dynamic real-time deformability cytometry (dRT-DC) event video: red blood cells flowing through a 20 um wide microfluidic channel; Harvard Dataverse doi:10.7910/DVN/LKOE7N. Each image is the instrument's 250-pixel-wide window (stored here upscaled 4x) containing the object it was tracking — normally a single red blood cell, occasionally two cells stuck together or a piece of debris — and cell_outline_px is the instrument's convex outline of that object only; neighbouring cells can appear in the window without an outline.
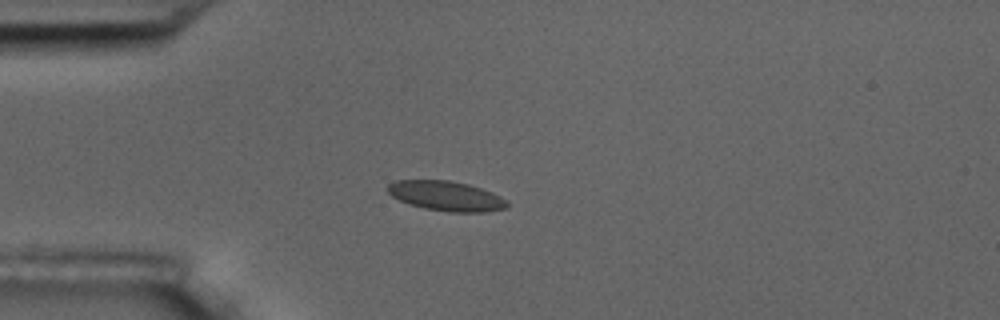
{"species": "common noctule bat (a hibernating species)", "species_latin": "Nyctalus noctula", "temperature_condition": "room temperature", "stored_images_in_passage": 4, "camera_frame_rate_fps": 3000, "um_per_image_px": 0.085, "animal": {"sex": "male", "body_mass_g": 17.5, "forearm_length_mm": 52.3}, "frame": {"image": 1, "passage_image": 2, "time_ms": 1.0, "image_size_px": [1000, 320], "cell_outline_px": [[508, 208], [484, 212], [452, 212], [424, 208], [408, 204], [392, 196], [388, 192], [388, 184], [396, 180], [448, 180], [468, 184], [492, 192], [508, 200]], "centroid_in_image_um": [37.94, 16.66], "position_along_channel_um": 47.1, "area_um2": 20.75}}
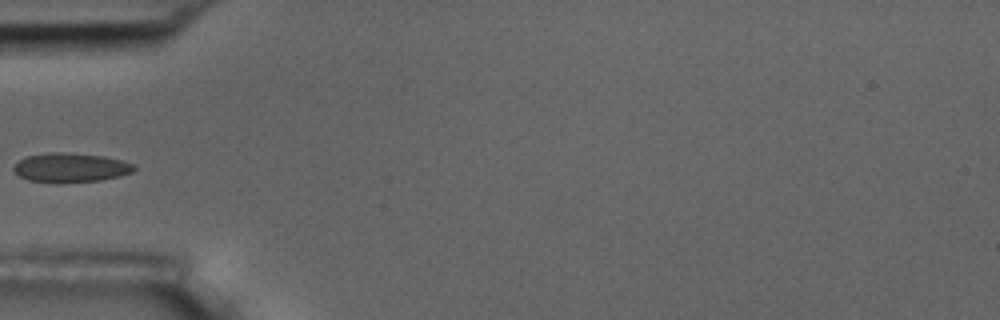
{"frame": {"image": 2, "passage_image": 3, "time_ms": 2.333, "image_size_px": [1000, 320], "cell_outline_px": [[136, 168], [132, 172], [120, 176], [100, 180], [28, 180], [20, 176], [12, 168], [20, 160], [28, 156], [48, 152], [64, 152], [104, 156], [120, 160], [132, 164]], "centroid_in_image_um": [6.03, 14.2], "position_along_channel_um": 79.0, "area_um2": 19.54}}